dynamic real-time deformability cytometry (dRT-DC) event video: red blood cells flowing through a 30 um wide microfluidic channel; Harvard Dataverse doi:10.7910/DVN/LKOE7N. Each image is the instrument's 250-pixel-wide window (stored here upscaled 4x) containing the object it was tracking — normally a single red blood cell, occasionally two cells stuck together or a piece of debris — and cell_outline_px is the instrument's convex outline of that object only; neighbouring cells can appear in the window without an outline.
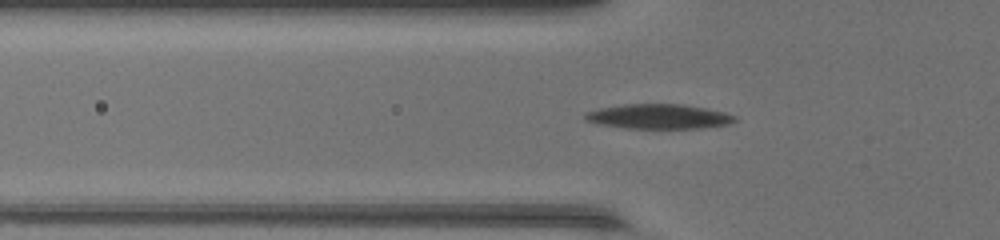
{"species": "common noctule bat (a hibernating species)", "species_latin": "Nyctalus noctula", "temperature_condition": "warm", "stored_images_in_passage": 45, "camera_frame_rate_fps": 3000, "um_per_image_px": 0.085, "animal": {"sex": "female", "body_mass_g": 17.0, "forearm_length_mm": 48.0}, "frame": {"image": 1, "passage_image": 12, "time_ms": 3.667, "image_size_px": [1000, 240], "cell_outline_px": [[736, 120], [728, 124], [700, 128], [624, 128], [596, 124], [584, 120], [584, 112], [600, 108], [624, 104], [684, 104], [724, 112], [736, 116]], "centroid_in_image_um": [55.93, 9.9], "position_along_channel_um": 69.9, "area_um2": 21.62}}
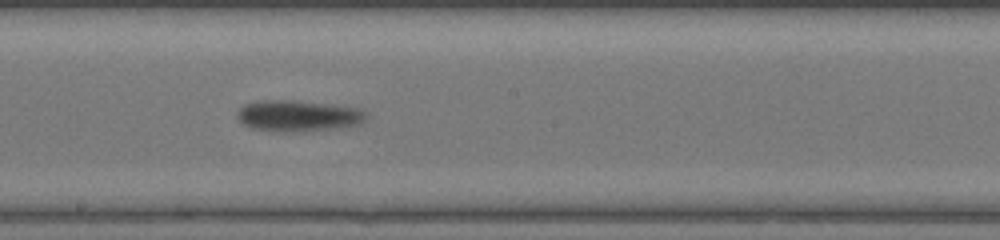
{"frame": {"image": 2, "passage_image": 23, "time_ms": 7.333, "image_size_px": [1000, 240], "cell_outline_px": [[368, 116], [360, 124], [332, 128], [252, 128], [244, 124], [236, 116], [236, 112], [244, 104], [260, 100], [292, 100], [360, 108]], "centroid_in_image_um": [25.34, 9.77], "position_along_channel_um": 222.9, "area_um2": 21.91}}
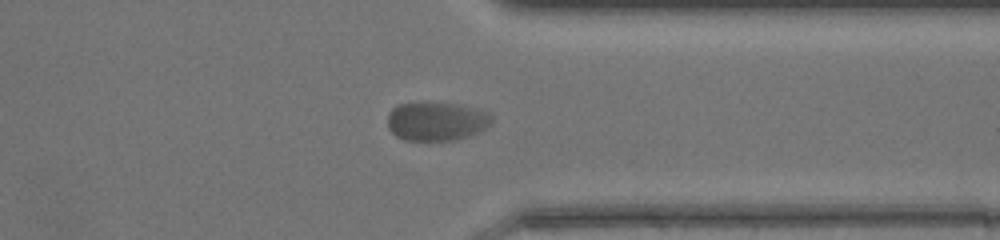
{"frame": {"image": 3, "passage_image": 34, "time_ms": 11.0, "image_size_px": [1000, 240], "cell_outline_px": [[492, 120], [484, 128], [476, 132], [456, 140], [404, 140], [396, 136], [388, 128], [388, 116], [392, 108], [400, 104], [424, 100], [456, 104], [484, 112], [492, 116]], "centroid_in_image_um": [37.01, 10.28], "position_along_channel_um": 374.4, "area_um2": 23.47}}